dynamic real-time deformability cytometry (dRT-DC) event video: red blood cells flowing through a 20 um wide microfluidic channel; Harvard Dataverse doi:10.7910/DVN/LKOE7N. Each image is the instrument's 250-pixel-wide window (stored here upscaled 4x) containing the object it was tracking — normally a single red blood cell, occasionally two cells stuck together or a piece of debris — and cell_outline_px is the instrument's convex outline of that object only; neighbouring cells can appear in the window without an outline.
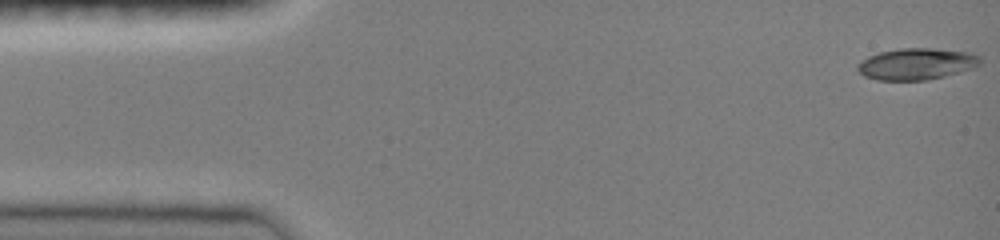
{"species": "common noctule bat (a hibernating species)", "species_latin": "Nyctalus noctula", "temperature_condition": "room temperature", "stored_images_in_passage": 11, "camera_frame_rate_fps": 3000, "um_per_image_px": 0.085, "animal": {"sex": "female", "body_mass_g": 19.0, "forearm_length_mm": 51.5}, "frame": {"image": 1, "passage_image": 1, "time_ms": 0.0, "image_size_px": [1000, 240], "cell_outline_px": [[980, 64], [972, 68], [960, 72], [944, 76], [924, 80], [876, 80], [864, 76], [856, 68], [856, 64], [868, 56], [880, 52], [900, 48], [932, 48], [968, 52], [980, 56]], "centroid_in_image_um": [77.87, 5.43], "position_along_channel_um": 7.1, "area_um2": 22.48}}